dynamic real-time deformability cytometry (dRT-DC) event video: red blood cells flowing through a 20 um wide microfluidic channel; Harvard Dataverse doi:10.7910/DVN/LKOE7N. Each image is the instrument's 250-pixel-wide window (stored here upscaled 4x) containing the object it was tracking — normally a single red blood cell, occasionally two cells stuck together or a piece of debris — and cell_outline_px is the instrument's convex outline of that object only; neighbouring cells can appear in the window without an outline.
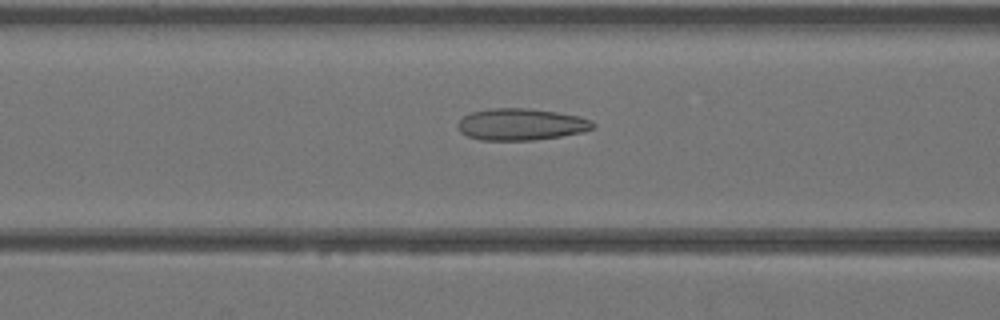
{"species": "Egyptian fruit bat (a non-hibernating species)", "species_latin": "Rousettus aegyptiacus", "temperature_condition": "warm", "stored_images_in_passage": 43, "camera_frame_rate_fps": 3000, "um_per_image_px": 0.085, "animal": {"sex": "female"}, "frame": {"image": 1, "passage_image": 18, "time_ms": 5.667, "image_size_px": [1000, 320], "cell_outline_px": [[596, 124], [592, 128], [584, 132], [560, 136], [532, 140], [480, 140], [468, 136], [460, 132], [456, 124], [464, 116], [472, 112], [488, 108], [528, 108], [556, 112], [580, 116], [592, 120]], "centroid_in_image_um": [44.29, 10.57], "position_along_channel_um": 122.3, "area_um2": 25.09}}
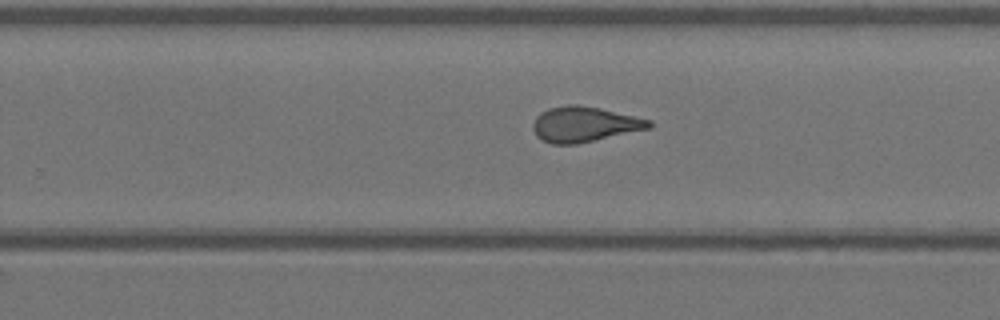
{"frame": {"image": 2, "passage_image": 28, "time_ms": 9.0, "image_size_px": [1000, 320], "cell_outline_px": [[652, 128], [576, 144], [552, 144], [540, 140], [536, 136], [532, 128], [532, 124], [536, 116], [540, 112], [548, 108], [568, 104], [576, 104], [600, 108], [652, 120]], "centroid_in_image_um": [49.64, 10.56], "position_along_channel_um": 280.2, "area_um2": 24.1}}
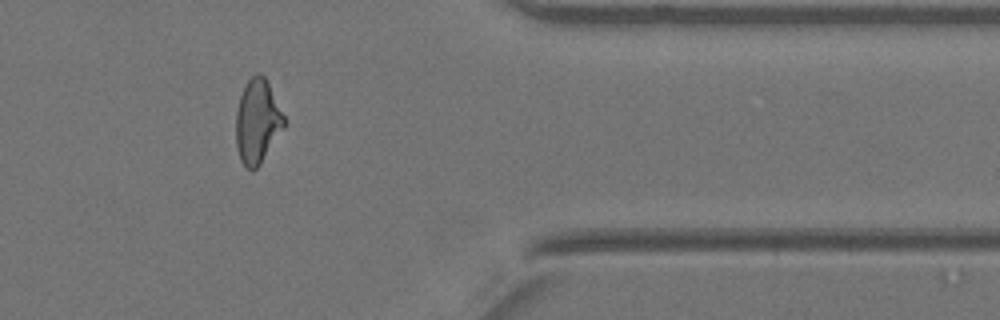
{"frame": {"image": 3, "passage_image": 36, "time_ms": 11.667, "image_size_px": [1000, 320], "cell_outline_px": [[288, 124], [260, 164], [252, 172], [240, 160], [236, 144], [236, 112], [240, 96], [244, 84], [256, 72], [260, 72], [268, 80], [288, 120]], "centroid_in_image_um": [21.93, 10.28], "position_along_channel_um": 389.5, "area_um2": 24.33}}